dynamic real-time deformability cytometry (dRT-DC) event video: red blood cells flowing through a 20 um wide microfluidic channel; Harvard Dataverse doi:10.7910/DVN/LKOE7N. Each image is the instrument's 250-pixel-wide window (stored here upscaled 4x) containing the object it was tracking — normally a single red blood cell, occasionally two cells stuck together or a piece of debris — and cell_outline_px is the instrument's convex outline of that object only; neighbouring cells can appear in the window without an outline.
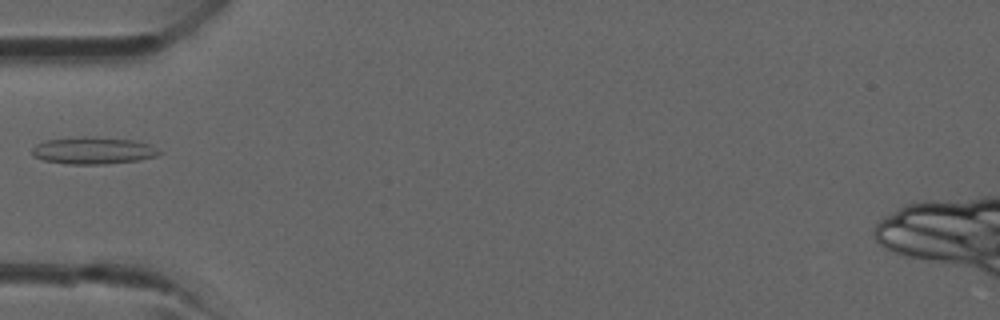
{"species": "common noctule bat (a hibernating species)", "species_latin": "Nyctalus noctula", "temperature_condition": "room temperature", "stored_images_in_passage": 4, "camera_frame_rate_fps": 3000, "um_per_image_px": 0.085, "animal": {"sex": "male", "forearm_length_mm": 52.5}, "frame": {"image": 1, "passage_image": 4, "time_ms": 3.667, "image_size_px": [1000, 320], "cell_outline_px": [[164, 152], [156, 156], [140, 160], [104, 164], [68, 164], [44, 160], [32, 156], [32, 148], [36, 144], [44, 140], [80, 136], [84, 136], [132, 140], [148, 144]], "centroid_in_image_um": [7.9, 12.8], "position_along_channel_um": 77.1, "area_um2": 20.11}}